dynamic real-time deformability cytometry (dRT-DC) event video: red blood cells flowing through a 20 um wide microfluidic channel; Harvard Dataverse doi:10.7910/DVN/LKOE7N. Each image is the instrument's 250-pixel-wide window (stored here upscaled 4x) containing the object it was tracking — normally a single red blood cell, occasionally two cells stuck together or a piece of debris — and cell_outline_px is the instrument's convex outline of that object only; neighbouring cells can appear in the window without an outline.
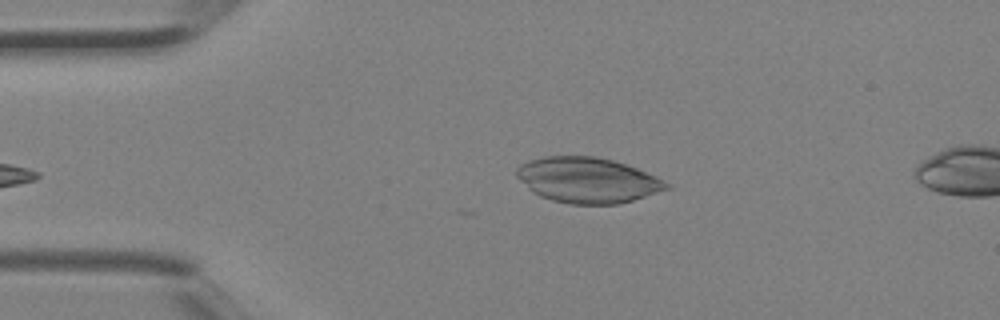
{"species": "Egyptian fruit bat (a non-hibernating species)", "species_latin": "Rousettus aegyptiacus", "temperature_condition": "room temperature", "stored_images_in_passage": 2, "camera_frame_rate_fps": 3000, "um_per_image_px": 0.085, "animal": {"sex": "female"}, "frame": {"image": 1, "passage_image": 2, "time_ms": 0.333, "image_size_px": [1000, 320], "cell_outline_px": [[672, 188], [620, 204], [572, 204], [552, 200], [540, 196], [532, 192], [516, 176], [516, 168], [520, 164], [528, 160], [544, 156], [596, 156], [612, 160], [636, 168], [656, 176], [664, 180]], "centroid_in_image_um": [49.93, 15.31], "position_along_channel_um": 35.1, "area_um2": 39.71}}